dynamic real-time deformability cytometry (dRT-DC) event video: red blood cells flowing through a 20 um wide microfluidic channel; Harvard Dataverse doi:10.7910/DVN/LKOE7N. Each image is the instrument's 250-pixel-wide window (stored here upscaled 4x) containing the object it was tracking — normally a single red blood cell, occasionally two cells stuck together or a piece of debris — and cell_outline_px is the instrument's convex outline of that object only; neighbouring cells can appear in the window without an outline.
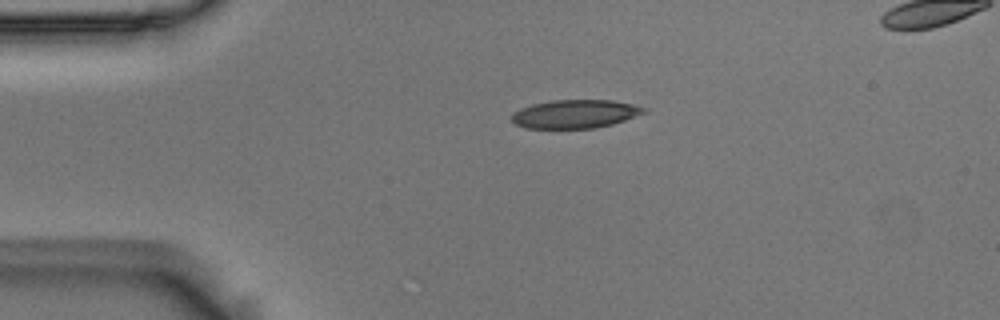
{"species": "Egyptian fruit bat (a non-hibernating species)", "species_latin": "Rousettus aegyptiacus", "temperature_condition": "room temperature", "stored_images_in_passage": 2, "camera_frame_rate_fps": 3000, "um_per_image_px": 0.085, "animal": {"sex": "male"}, "frame": {"image": 1, "passage_image": 1, "time_ms": 0.0, "image_size_px": [1000, 320], "cell_outline_px": [[648, 112], [612, 124], [596, 128], [524, 128], [516, 124], [512, 120], [512, 112], [520, 108], [532, 104], [552, 100], [612, 100], [632, 104], [648, 108]], "centroid_in_image_um": [48.9, 9.68], "position_along_channel_um": 36.1, "area_um2": 22.02}}